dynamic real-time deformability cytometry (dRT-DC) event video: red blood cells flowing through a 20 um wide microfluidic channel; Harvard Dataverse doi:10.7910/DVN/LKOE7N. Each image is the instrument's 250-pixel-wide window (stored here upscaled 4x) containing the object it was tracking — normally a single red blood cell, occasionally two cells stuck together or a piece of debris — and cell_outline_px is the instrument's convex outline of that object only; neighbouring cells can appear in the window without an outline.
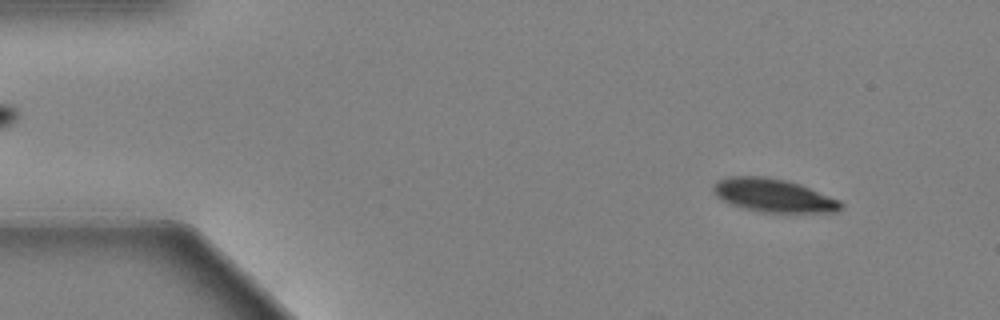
{"species": "Egyptian fruit bat (a non-hibernating species)", "species_latin": "Rousettus aegyptiacus", "temperature_condition": "warm", "stored_images_in_passage": 57, "camera_frame_rate_fps": 3000, "um_per_image_px": 0.085, "animal": {"sex": "female"}, "frame": {"image": 1, "passage_image": 6, "time_ms": 1.667, "image_size_px": [1000, 320], "cell_outline_px": [[844, 208], [836, 212], [764, 212], [732, 204], [716, 196], [712, 188], [716, 180], [728, 176], [764, 176], [788, 180], [800, 184], [840, 200], [844, 204]], "centroid_in_image_um": [65.77, 16.59], "position_along_channel_um": 19.2, "area_um2": 24.68}}
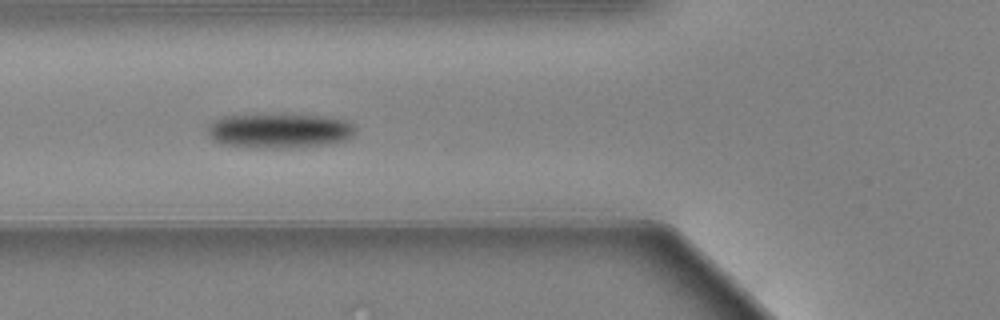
{"frame": {"image": 2, "passage_image": 21, "time_ms": 6.667, "image_size_px": [1000, 320], "cell_outline_px": [[356, 128], [352, 136], [344, 140], [328, 144], [292, 148], [252, 148], [220, 144], [212, 140], [208, 132], [208, 128], [216, 120], [224, 116], [284, 112], [328, 116], [348, 120]], "centroid_in_image_um": [23.78, 11.08], "position_along_channel_um": 102.0, "area_um2": 30.98}}
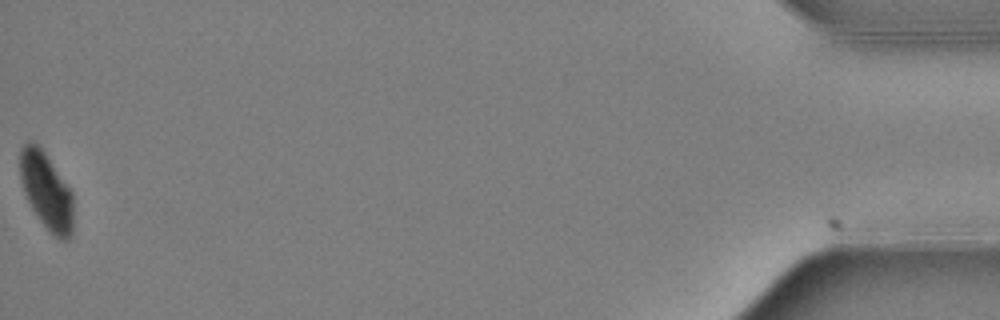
{"frame": {"image": 3, "passage_image": 57, "time_ms": 18.667, "image_size_px": [1000, 320], "cell_outline_px": [[72, 236], [68, 240], [60, 240], [52, 236], [48, 232], [32, 208], [28, 200], [20, 176], [20, 148], [28, 140], [32, 140], [44, 152], [72, 192]], "centroid_in_image_um": [3.95, 16.26], "position_along_channel_um": 431.3, "area_um2": 23.64}, "authors_computed_cell_mechanics": {"area_um2": 27.455, "velocity_mm_per_s": 3.5731, "shape_relaxation_time_tau1_ms": 2.0909, "shape_relaxation_time_tau2_ms": null, "deformation_change_tau1": 0.1042, "deformation_change_tau2": null}}